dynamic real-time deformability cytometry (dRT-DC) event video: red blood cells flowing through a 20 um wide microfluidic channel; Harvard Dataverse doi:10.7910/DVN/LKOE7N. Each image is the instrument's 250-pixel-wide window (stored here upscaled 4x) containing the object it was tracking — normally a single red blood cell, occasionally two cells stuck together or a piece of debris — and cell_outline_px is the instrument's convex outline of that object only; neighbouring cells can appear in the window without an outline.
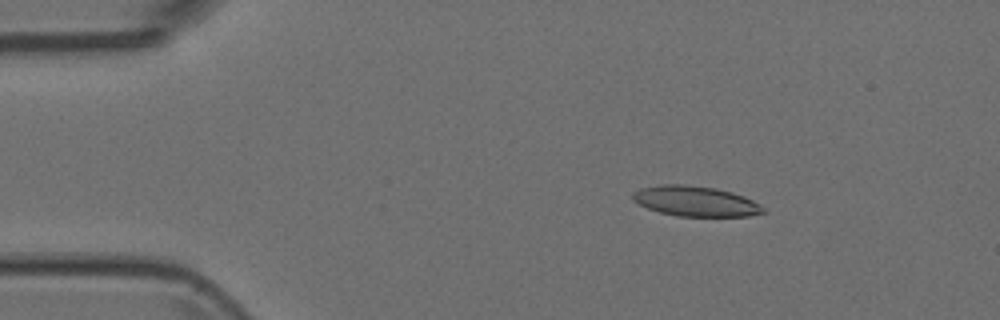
{"species": "Egyptian fruit bat (a non-hibernating species)", "species_latin": "Rousettus aegyptiacus", "temperature_condition": "room temperature", "stored_images_in_passage": 4, "camera_frame_rate_fps": 3000, "um_per_image_px": 0.085, "animal": {"sex": "female"}, "frame": {"image": 1, "passage_image": 2, "time_ms": 0.333, "image_size_px": [1000, 320], "cell_outline_px": [[768, 212], [748, 216], [676, 216], [660, 212], [648, 208], [632, 200], [632, 192], [640, 188], [660, 184], [684, 184], [716, 188], [732, 192], [744, 196], [760, 204]], "centroid_in_image_um": [59.12, 17.1], "position_along_channel_um": 25.9, "area_um2": 23.12}}